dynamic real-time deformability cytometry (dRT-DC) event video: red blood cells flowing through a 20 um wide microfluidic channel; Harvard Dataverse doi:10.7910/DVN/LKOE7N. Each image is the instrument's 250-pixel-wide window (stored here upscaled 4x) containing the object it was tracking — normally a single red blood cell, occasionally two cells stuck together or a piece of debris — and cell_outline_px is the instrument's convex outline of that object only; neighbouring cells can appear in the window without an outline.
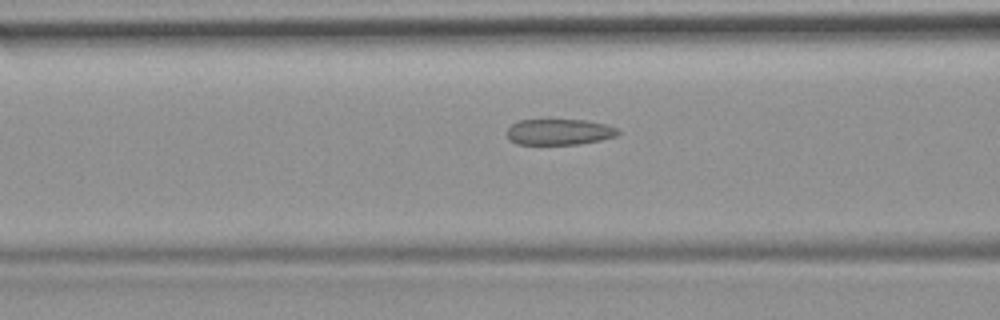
{"species": "common noctule bat (a hibernating species)", "species_latin": "Nyctalus noctula", "temperature_condition": "room temperature", "stored_images_in_passage": 40, "camera_frame_rate_fps": 3000, "um_per_image_px": 0.085, "animal": {"sex": "female", "body_mass_g": 19.9}, "frame": {"image": 1, "passage_image": 7, "time_ms": 2.0, "image_size_px": [1000, 320], "cell_outline_px": [[620, 132], [616, 136], [600, 140], [580, 144], [516, 144], [508, 140], [508, 128], [512, 124], [520, 120], [548, 116], [588, 120], [604, 124], [616, 128]], "centroid_in_image_um": [47.49, 11.15], "position_along_channel_um": 119.1, "area_um2": 17.69}}
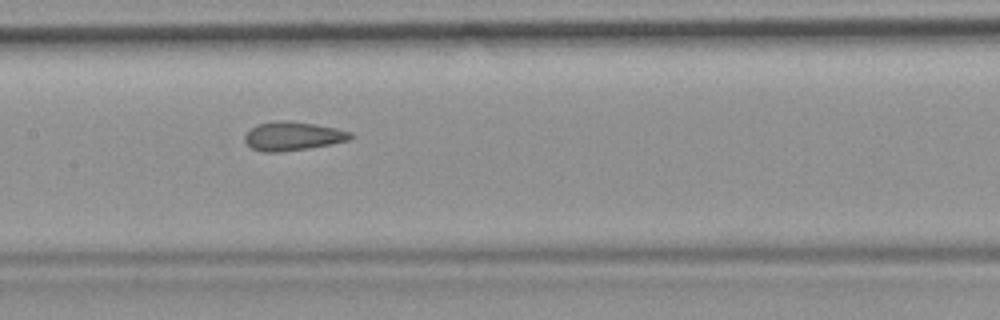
{"frame": {"image": 2, "passage_image": 12, "time_ms": 3.667, "image_size_px": [1000, 320], "cell_outline_px": [[352, 136], [348, 140], [332, 144], [308, 148], [280, 152], [264, 152], [252, 148], [244, 140], [244, 136], [252, 128], [260, 124], [280, 120], [284, 120], [316, 124], [336, 128], [352, 132]], "centroid_in_image_um": [24.9, 11.57], "position_along_channel_um": 182.5, "area_um2": 17.51}}